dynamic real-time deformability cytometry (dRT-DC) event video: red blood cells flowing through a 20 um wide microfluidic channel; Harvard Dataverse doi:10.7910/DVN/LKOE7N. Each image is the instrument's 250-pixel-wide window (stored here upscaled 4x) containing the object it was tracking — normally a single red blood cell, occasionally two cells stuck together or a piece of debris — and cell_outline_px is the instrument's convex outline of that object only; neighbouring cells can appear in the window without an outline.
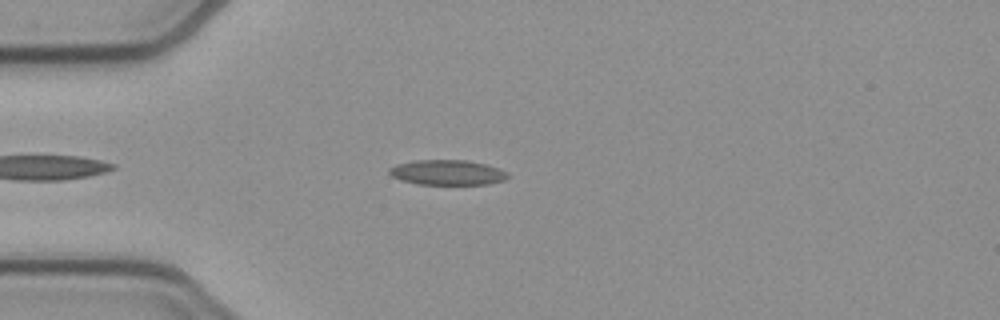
{"species": "common noctule bat (a hibernating species)", "species_latin": "Nyctalus noctula", "temperature_condition": "cold", "stored_images_in_passage": 45, "camera_frame_rate_fps": 3000, "um_per_image_px": 0.085, "animal": {"sex": "female", "body_mass_g": 21.9}, "frame": {"image": 1, "passage_image": 6, "time_ms": 1.667, "image_size_px": [1000, 320], "cell_outline_px": [[508, 176], [504, 180], [488, 184], [416, 184], [400, 180], [392, 176], [388, 172], [388, 168], [396, 164], [412, 160], [468, 160], [484, 164], [508, 172]], "centroid_in_image_um": [37.97, 14.65], "position_along_channel_um": 47.0, "area_um2": 17.34}}
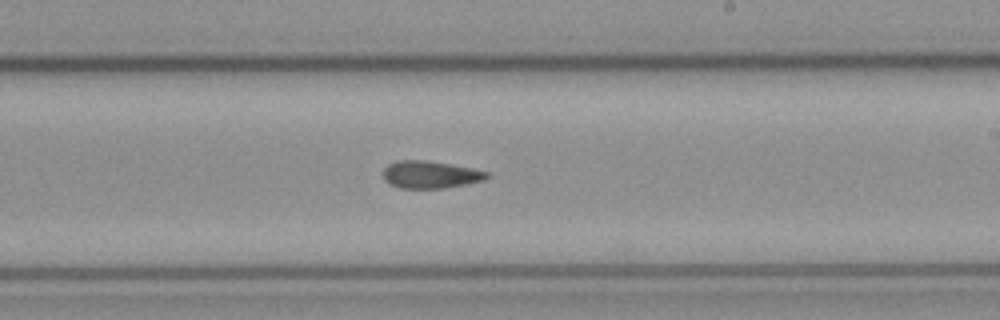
{"frame": {"image": 2, "passage_image": 23, "time_ms": 7.333, "image_size_px": [1000, 320], "cell_outline_px": [[492, 176], [484, 180], [468, 184], [444, 188], [400, 188], [388, 184], [384, 180], [384, 168], [388, 164], [396, 160], [424, 160], [472, 168], [488, 172]], "centroid_in_image_um": [36.58, 14.85], "position_along_channel_um": 252.4, "area_um2": 16.65}}
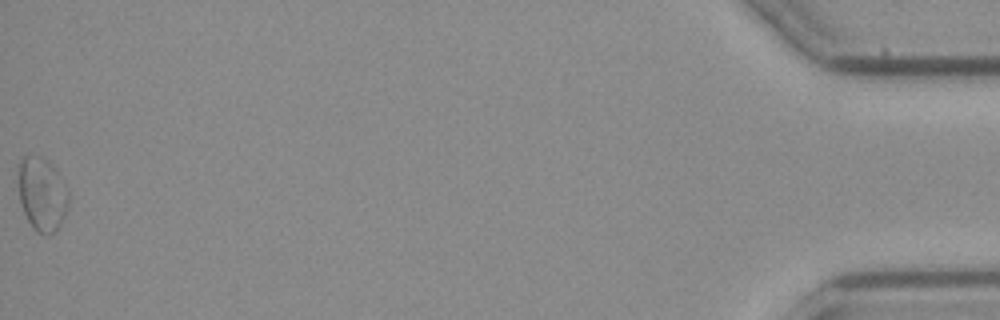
{"frame": {"image": 3, "passage_image": 45, "time_ms": 14.667, "image_size_px": [1000, 320], "cell_outline_px": [[68, 208], [60, 228], [56, 232], [44, 236], [36, 232], [32, 228], [24, 212], [20, 200], [20, 160], [24, 156], [40, 156], [52, 164], [56, 168], [68, 188]], "centroid_in_image_um": [3.63, 16.56], "position_along_channel_um": 431.6, "area_um2": 21.68}, "authors_computed_cell_mechanics": {"area_um2": 17.1666, "velocity_mm_per_s": 3.8722, "shape_relaxation_time_tau1_ms": null, "shape_relaxation_time_tau2_ms": 3.3076, "deformation_change_tau1": null, "deformation_change_tau2": 0.0937}}